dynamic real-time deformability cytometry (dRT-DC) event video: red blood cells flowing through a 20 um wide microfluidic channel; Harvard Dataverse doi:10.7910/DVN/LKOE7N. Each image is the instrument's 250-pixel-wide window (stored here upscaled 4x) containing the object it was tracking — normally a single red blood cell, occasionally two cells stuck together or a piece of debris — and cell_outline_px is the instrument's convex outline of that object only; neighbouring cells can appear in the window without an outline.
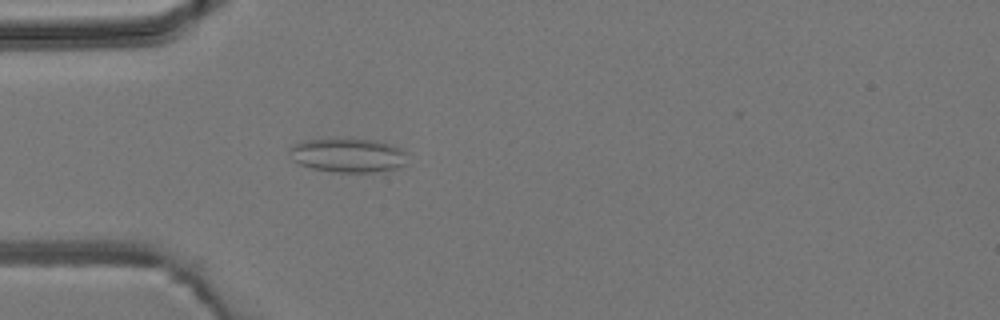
{"species": "common noctule bat (a hibernating species)", "species_latin": "Nyctalus noctula", "temperature_condition": "room temperature", "stored_images_in_passage": 3, "camera_frame_rate_fps": 3000, "um_per_image_px": 0.085, "animal": {"sex": "male", "body_mass_g": 19.2, "forearm_length_mm": 51.8}, "frame": {"image": 1, "passage_image": 3, "time_ms": 2.333, "image_size_px": [1000, 320], "cell_outline_px": [[404, 164], [400, 168], [372, 172], [340, 172], [308, 168], [292, 160], [288, 152], [288, 148], [304, 140], [372, 140], [392, 144], [400, 148], [404, 152]], "centroid_in_image_um": [29.54, 13.22], "position_along_channel_um": 55.5, "area_um2": 23.0}}